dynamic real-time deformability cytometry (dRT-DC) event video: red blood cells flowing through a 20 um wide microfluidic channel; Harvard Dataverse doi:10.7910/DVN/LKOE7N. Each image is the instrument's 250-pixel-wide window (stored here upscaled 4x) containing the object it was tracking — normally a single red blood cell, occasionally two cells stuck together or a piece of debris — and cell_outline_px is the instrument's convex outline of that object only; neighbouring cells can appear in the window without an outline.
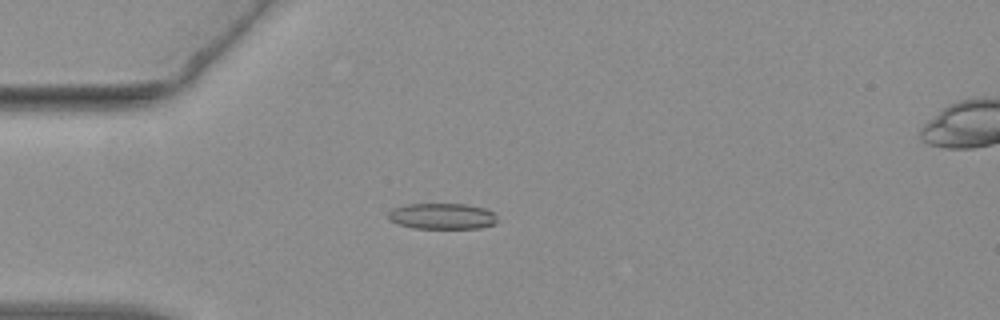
{"species": "common noctule bat (a hibernating species)", "species_latin": "Nyctalus noctula", "temperature_condition": "warm", "stored_images_in_passage": 49, "camera_frame_rate_fps": 3000, "um_per_image_px": 0.085, "animal": {"sex": "female", "body_mass_g": 19.3, "forearm_length_mm": 54.1}, "frame": {"image": 1, "passage_image": 10, "time_ms": 3.0, "image_size_px": [1000, 320], "cell_outline_px": [[496, 224], [480, 228], [412, 228], [396, 224], [388, 216], [388, 212], [392, 208], [408, 204], [464, 204], [484, 208], [496, 212]], "centroid_in_image_um": [37.6, 18.38], "position_along_channel_um": 47.4, "area_um2": 16.59}}
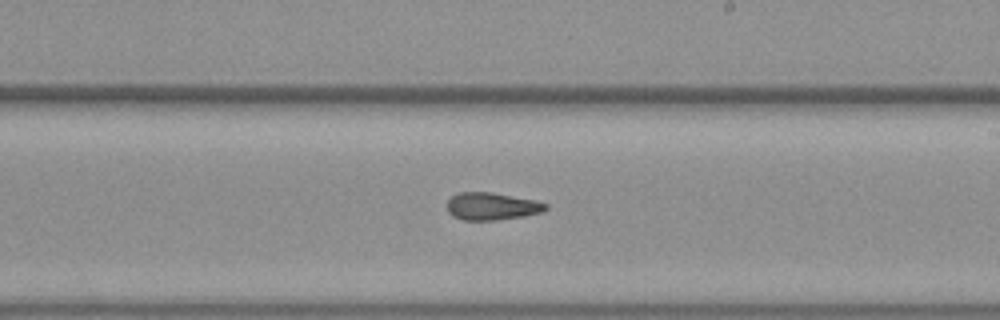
{"frame": {"image": 2, "passage_image": 27, "time_ms": 8.667, "image_size_px": [1000, 320], "cell_outline_px": [[548, 208], [544, 212], [524, 216], [496, 220], [464, 220], [452, 216], [448, 212], [448, 200], [452, 196], [460, 192], [492, 192], [536, 200], [548, 204]], "centroid_in_image_um": [41.84, 17.53], "position_along_channel_um": 247.2, "area_um2": 15.9}}
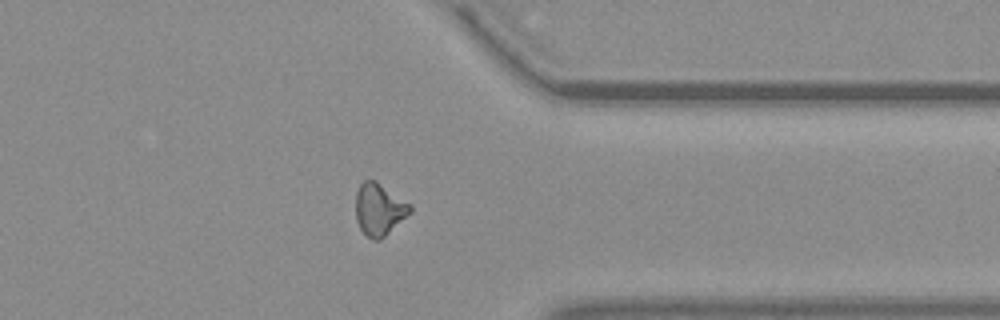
{"frame": {"image": 3, "passage_image": 38, "time_ms": 12.333, "image_size_px": [1000, 320], "cell_outline_px": [[412, 212], [380, 240], [372, 240], [360, 228], [356, 220], [356, 192], [360, 184], [364, 180], [376, 180], [412, 204]], "centroid_in_image_um": [32.25, 17.78], "position_along_channel_um": 379.1, "area_um2": 16.65}, "authors_computed_cell_mechanics": {"area_um2": 16.184, "velocity_mm_per_s": 3.8003, "shape_relaxation_time_tau1_ms": null, "shape_relaxation_time_tau2_ms": 2.5278, "deformation_change_tau1": null, "deformation_change_tau2": 0.0873}}